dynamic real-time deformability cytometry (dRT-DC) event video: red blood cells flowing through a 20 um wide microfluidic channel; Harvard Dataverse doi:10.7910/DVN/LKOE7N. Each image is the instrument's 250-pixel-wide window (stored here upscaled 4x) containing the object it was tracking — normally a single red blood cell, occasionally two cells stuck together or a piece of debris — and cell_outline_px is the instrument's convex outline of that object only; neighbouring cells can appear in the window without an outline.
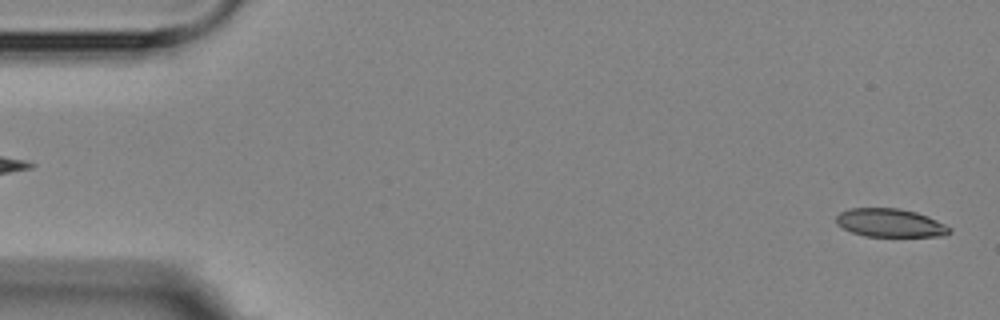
{"species": "Egyptian fruit bat (a non-hibernating species)", "species_latin": "Rousettus aegyptiacus", "temperature_condition": "room temperature", "stored_images_in_passage": 5, "segment_of_instrument_passage": [2, 2], "camera_frame_rate_fps": 3000, "um_per_image_px": 0.085, "animal": {"sex": "female"}, "frame": {"image": 1, "passage_image": 5, "time_ms": 4.667, "image_size_px": [1000, 320], "cell_outline_px": [[952, 232], [944, 236], [864, 236], [852, 232], [836, 224], [836, 216], [840, 212], [848, 208], [900, 208], [916, 212], [928, 216], [952, 228]], "centroid_in_image_um": [75.67, 18.94], "position_along_channel_um": 9.3, "area_um2": 18.79}}